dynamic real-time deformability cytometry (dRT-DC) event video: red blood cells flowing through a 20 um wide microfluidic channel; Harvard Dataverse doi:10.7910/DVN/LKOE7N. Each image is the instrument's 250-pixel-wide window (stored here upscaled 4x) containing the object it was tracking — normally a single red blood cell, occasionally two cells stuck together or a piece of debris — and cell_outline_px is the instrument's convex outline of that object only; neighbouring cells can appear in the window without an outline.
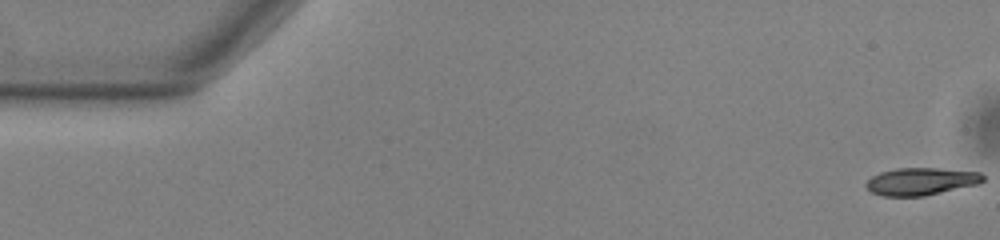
{"species": "common noctule bat (a hibernating species)", "species_latin": "Nyctalus noctula", "temperature_condition": "warm", "stored_images_in_passage": 54, "camera_frame_rate_fps": 3000, "um_per_image_px": 0.085, "animal": {"sex": "male", "body_mass_g": 13.0, "forearm_length_mm": 53.1}, "frame": {"image": 1, "passage_image": 1, "time_ms": 0.0, "image_size_px": [1000, 240], "cell_outline_px": [[984, 180], [980, 184], [924, 196], [884, 196], [872, 192], [864, 184], [872, 176], [880, 172], [896, 168], [940, 168], [980, 172], [984, 176]], "centroid_in_image_um": [78.32, 15.41], "position_along_channel_um": 6.7, "area_um2": 18.79}}
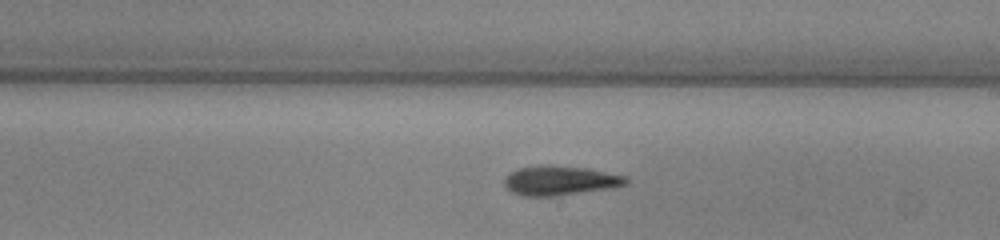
{"frame": {"image": 2, "passage_image": 31, "time_ms": 10.0, "image_size_px": [1000, 240], "cell_outline_px": [[628, 184], [616, 188], [556, 196], [520, 196], [512, 192], [504, 184], [504, 176], [516, 168], [544, 164], [588, 168], [628, 176]], "centroid_in_image_um": [47.63, 15.34], "position_along_channel_um": 241.4, "area_um2": 21.44}}
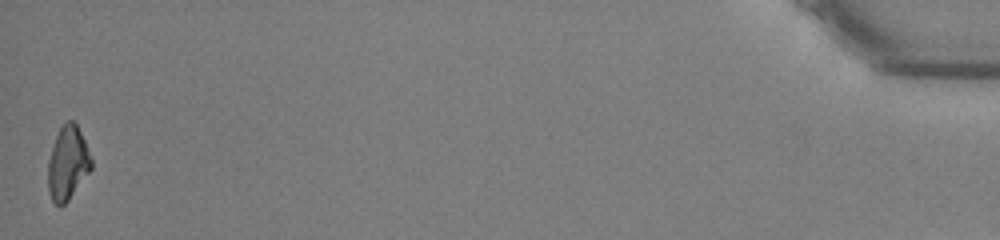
{"frame": {"image": 3, "passage_image": 54, "time_ms": 17.667, "image_size_px": [1000, 240], "cell_outline_px": [[92, 168], [68, 200], [60, 208], [52, 200], [48, 192], [48, 160], [56, 136], [60, 128], [68, 120], [72, 120], [76, 124], [84, 140], [92, 160]], "centroid_in_image_um": [5.74, 13.89], "position_along_channel_um": 429.5, "area_um2": 18.32}, "authors_computed_cell_mechanics": {"area_um2": 19.8543, "velocity_mm_per_s": 3.7834, "shape_relaxation_time_tau1_ms": 5.7873, "shape_relaxation_time_tau2_ms": 7.2558, "deformation_change_tau1": 0.1828, "deformation_change_tau2": 0.1688}}